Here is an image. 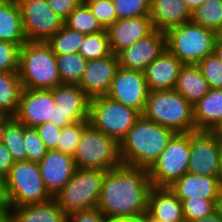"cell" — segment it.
Segmentation results:
<instances>
[{
    "label": "cell",
    "mask_w": 222,
    "mask_h": 222,
    "mask_svg": "<svg viewBox=\"0 0 222 222\" xmlns=\"http://www.w3.org/2000/svg\"><path fill=\"white\" fill-rule=\"evenodd\" d=\"M0 41L10 42L19 47L27 42L17 0L0 2Z\"/></svg>",
    "instance_id": "obj_26"
},
{
    "label": "cell",
    "mask_w": 222,
    "mask_h": 222,
    "mask_svg": "<svg viewBox=\"0 0 222 222\" xmlns=\"http://www.w3.org/2000/svg\"><path fill=\"white\" fill-rule=\"evenodd\" d=\"M50 90L55 98L52 124L63 128L89 120L91 98L78 84L62 83Z\"/></svg>",
    "instance_id": "obj_12"
},
{
    "label": "cell",
    "mask_w": 222,
    "mask_h": 222,
    "mask_svg": "<svg viewBox=\"0 0 222 222\" xmlns=\"http://www.w3.org/2000/svg\"><path fill=\"white\" fill-rule=\"evenodd\" d=\"M142 116L175 133L196 131L193 105L175 89L151 91Z\"/></svg>",
    "instance_id": "obj_4"
},
{
    "label": "cell",
    "mask_w": 222,
    "mask_h": 222,
    "mask_svg": "<svg viewBox=\"0 0 222 222\" xmlns=\"http://www.w3.org/2000/svg\"><path fill=\"white\" fill-rule=\"evenodd\" d=\"M190 154V133H175L149 171L155 187H170L187 173Z\"/></svg>",
    "instance_id": "obj_10"
},
{
    "label": "cell",
    "mask_w": 222,
    "mask_h": 222,
    "mask_svg": "<svg viewBox=\"0 0 222 222\" xmlns=\"http://www.w3.org/2000/svg\"><path fill=\"white\" fill-rule=\"evenodd\" d=\"M7 117L2 113L0 112V128H1V125L3 123V121L6 119Z\"/></svg>",
    "instance_id": "obj_56"
},
{
    "label": "cell",
    "mask_w": 222,
    "mask_h": 222,
    "mask_svg": "<svg viewBox=\"0 0 222 222\" xmlns=\"http://www.w3.org/2000/svg\"><path fill=\"white\" fill-rule=\"evenodd\" d=\"M213 53L222 63V42L216 40Z\"/></svg>",
    "instance_id": "obj_50"
},
{
    "label": "cell",
    "mask_w": 222,
    "mask_h": 222,
    "mask_svg": "<svg viewBox=\"0 0 222 222\" xmlns=\"http://www.w3.org/2000/svg\"><path fill=\"white\" fill-rule=\"evenodd\" d=\"M18 75L26 89L50 90L62 84L56 55L46 42L27 41L20 47Z\"/></svg>",
    "instance_id": "obj_3"
},
{
    "label": "cell",
    "mask_w": 222,
    "mask_h": 222,
    "mask_svg": "<svg viewBox=\"0 0 222 222\" xmlns=\"http://www.w3.org/2000/svg\"><path fill=\"white\" fill-rule=\"evenodd\" d=\"M175 132L142 115L119 143L122 164L150 169Z\"/></svg>",
    "instance_id": "obj_2"
},
{
    "label": "cell",
    "mask_w": 222,
    "mask_h": 222,
    "mask_svg": "<svg viewBox=\"0 0 222 222\" xmlns=\"http://www.w3.org/2000/svg\"><path fill=\"white\" fill-rule=\"evenodd\" d=\"M217 40L222 42V27L217 31Z\"/></svg>",
    "instance_id": "obj_55"
},
{
    "label": "cell",
    "mask_w": 222,
    "mask_h": 222,
    "mask_svg": "<svg viewBox=\"0 0 222 222\" xmlns=\"http://www.w3.org/2000/svg\"><path fill=\"white\" fill-rule=\"evenodd\" d=\"M5 179L12 207L45 203L53 198L44 186L36 162H15Z\"/></svg>",
    "instance_id": "obj_9"
},
{
    "label": "cell",
    "mask_w": 222,
    "mask_h": 222,
    "mask_svg": "<svg viewBox=\"0 0 222 222\" xmlns=\"http://www.w3.org/2000/svg\"><path fill=\"white\" fill-rule=\"evenodd\" d=\"M153 30L154 27L150 15L118 19L107 29L112 53L118 55L139 39L149 35Z\"/></svg>",
    "instance_id": "obj_19"
},
{
    "label": "cell",
    "mask_w": 222,
    "mask_h": 222,
    "mask_svg": "<svg viewBox=\"0 0 222 222\" xmlns=\"http://www.w3.org/2000/svg\"><path fill=\"white\" fill-rule=\"evenodd\" d=\"M169 188L180 200L191 198L216 200L221 189L217 177L190 174L188 172Z\"/></svg>",
    "instance_id": "obj_23"
},
{
    "label": "cell",
    "mask_w": 222,
    "mask_h": 222,
    "mask_svg": "<svg viewBox=\"0 0 222 222\" xmlns=\"http://www.w3.org/2000/svg\"><path fill=\"white\" fill-rule=\"evenodd\" d=\"M64 24L68 28L86 35L97 34L105 30L83 1L72 11Z\"/></svg>",
    "instance_id": "obj_31"
},
{
    "label": "cell",
    "mask_w": 222,
    "mask_h": 222,
    "mask_svg": "<svg viewBox=\"0 0 222 222\" xmlns=\"http://www.w3.org/2000/svg\"><path fill=\"white\" fill-rule=\"evenodd\" d=\"M0 222H14L10 216H1Z\"/></svg>",
    "instance_id": "obj_53"
},
{
    "label": "cell",
    "mask_w": 222,
    "mask_h": 222,
    "mask_svg": "<svg viewBox=\"0 0 222 222\" xmlns=\"http://www.w3.org/2000/svg\"><path fill=\"white\" fill-rule=\"evenodd\" d=\"M183 64L166 48L143 71L149 91L175 89Z\"/></svg>",
    "instance_id": "obj_20"
},
{
    "label": "cell",
    "mask_w": 222,
    "mask_h": 222,
    "mask_svg": "<svg viewBox=\"0 0 222 222\" xmlns=\"http://www.w3.org/2000/svg\"><path fill=\"white\" fill-rule=\"evenodd\" d=\"M151 187L148 169L121 164L106 171L97 208L107 219H141Z\"/></svg>",
    "instance_id": "obj_1"
},
{
    "label": "cell",
    "mask_w": 222,
    "mask_h": 222,
    "mask_svg": "<svg viewBox=\"0 0 222 222\" xmlns=\"http://www.w3.org/2000/svg\"><path fill=\"white\" fill-rule=\"evenodd\" d=\"M25 37L30 42H47L64 26V20L46 0H17Z\"/></svg>",
    "instance_id": "obj_11"
},
{
    "label": "cell",
    "mask_w": 222,
    "mask_h": 222,
    "mask_svg": "<svg viewBox=\"0 0 222 222\" xmlns=\"http://www.w3.org/2000/svg\"><path fill=\"white\" fill-rule=\"evenodd\" d=\"M146 215L159 222H185L182 203L169 187H151Z\"/></svg>",
    "instance_id": "obj_21"
},
{
    "label": "cell",
    "mask_w": 222,
    "mask_h": 222,
    "mask_svg": "<svg viewBox=\"0 0 222 222\" xmlns=\"http://www.w3.org/2000/svg\"><path fill=\"white\" fill-rule=\"evenodd\" d=\"M61 83L78 84L88 61L79 53L56 55Z\"/></svg>",
    "instance_id": "obj_30"
},
{
    "label": "cell",
    "mask_w": 222,
    "mask_h": 222,
    "mask_svg": "<svg viewBox=\"0 0 222 222\" xmlns=\"http://www.w3.org/2000/svg\"><path fill=\"white\" fill-rule=\"evenodd\" d=\"M222 138L215 131L190 133V154L187 172L218 177Z\"/></svg>",
    "instance_id": "obj_13"
},
{
    "label": "cell",
    "mask_w": 222,
    "mask_h": 222,
    "mask_svg": "<svg viewBox=\"0 0 222 222\" xmlns=\"http://www.w3.org/2000/svg\"><path fill=\"white\" fill-rule=\"evenodd\" d=\"M12 208L6 179L0 177V217L10 216Z\"/></svg>",
    "instance_id": "obj_45"
},
{
    "label": "cell",
    "mask_w": 222,
    "mask_h": 222,
    "mask_svg": "<svg viewBox=\"0 0 222 222\" xmlns=\"http://www.w3.org/2000/svg\"><path fill=\"white\" fill-rule=\"evenodd\" d=\"M0 140L8 149L15 162L26 161L24 124L15 117H7L0 128Z\"/></svg>",
    "instance_id": "obj_29"
},
{
    "label": "cell",
    "mask_w": 222,
    "mask_h": 222,
    "mask_svg": "<svg viewBox=\"0 0 222 222\" xmlns=\"http://www.w3.org/2000/svg\"><path fill=\"white\" fill-rule=\"evenodd\" d=\"M215 212L222 218V188L215 201Z\"/></svg>",
    "instance_id": "obj_48"
},
{
    "label": "cell",
    "mask_w": 222,
    "mask_h": 222,
    "mask_svg": "<svg viewBox=\"0 0 222 222\" xmlns=\"http://www.w3.org/2000/svg\"><path fill=\"white\" fill-rule=\"evenodd\" d=\"M217 32L186 22L166 32V48L183 64L197 65L213 54Z\"/></svg>",
    "instance_id": "obj_5"
},
{
    "label": "cell",
    "mask_w": 222,
    "mask_h": 222,
    "mask_svg": "<svg viewBox=\"0 0 222 222\" xmlns=\"http://www.w3.org/2000/svg\"><path fill=\"white\" fill-rule=\"evenodd\" d=\"M86 34L68 28L65 24L46 43L55 55L78 53Z\"/></svg>",
    "instance_id": "obj_32"
},
{
    "label": "cell",
    "mask_w": 222,
    "mask_h": 222,
    "mask_svg": "<svg viewBox=\"0 0 222 222\" xmlns=\"http://www.w3.org/2000/svg\"><path fill=\"white\" fill-rule=\"evenodd\" d=\"M78 53L87 61L101 59L112 54L107 30L86 35Z\"/></svg>",
    "instance_id": "obj_34"
},
{
    "label": "cell",
    "mask_w": 222,
    "mask_h": 222,
    "mask_svg": "<svg viewBox=\"0 0 222 222\" xmlns=\"http://www.w3.org/2000/svg\"><path fill=\"white\" fill-rule=\"evenodd\" d=\"M217 178L219 179L220 187L222 188V153L220 157L219 172Z\"/></svg>",
    "instance_id": "obj_52"
},
{
    "label": "cell",
    "mask_w": 222,
    "mask_h": 222,
    "mask_svg": "<svg viewBox=\"0 0 222 222\" xmlns=\"http://www.w3.org/2000/svg\"><path fill=\"white\" fill-rule=\"evenodd\" d=\"M149 93L143 71L119 67L106 96L142 114Z\"/></svg>",
    "instance_id": "obj_14"
},
{
    "label": "cell",
    "mask_w": 222,
    "mask_h": 222,
    "mask_svg": "<svg viewBox=\"0 0 222 222\" xmlns=\"http://www.w3.org/2000/svg\"><path fill=\"white\" fill-rule=\"evenodd\" d=\"M175 90L194 105L210 91V86L197 65L186 64L180 69Z\"/></svg>",
    "instance_id": "obj_27"
},
{
    "label": "cell",
    "mask_w": 222,
    "mask_h": 222,
    "mask_svg": "<svg viewBox=\"0 0 222 222\" xmlns=\"http://www.w3.org/2000/svg\"><path fill=\"white\" fill-rule=\"evenodd\" d=\"M105 173L104 170L76 168L72 178L53 198L67 215L97 208Z\"/></svg>",
    "instance_id": "obj_7"
},
{
    "label": "cell",
    "mask_w": 222,
    "mask_h": 222,
    "mask_svg": "<svg viewBox=\"0 0 222 222\" xmlns=\"http://www.w3.org/2000/svg\"><path fill=\"white\" fill-rule=\"evenodd\" d=\"M215 132L222 138V124Z\"/></svg>",
    "instance_id": "obj_57"
},
{
    "label": "cell",
    "mask_w": 222,
    "mask_h": 222,
    "mask_svg": "<svg viewBox=\"0 0 222 222\" xmlns=\"http://www.w3.org/2000/svg\"><path fill=\"white\" fill-rule=\"evenodd\" d=\"M106 220L98 208L73 212L67 218V222H106Z\"/></svg>",
    "instance_id": "obj_43"
},
{
    "label": "cell",
    "mask_w": 222,
    "mask_h": 222,
    "mask_svg": "<svg viewBox=\"0 0 222 222\" xmlns=\"http://www.w3.org/2000/svg\"><path fill=\"white\" fill-rule=\"evenodd\" d=\"M196 131H216L222 124V89L210 91L193 105Z\"/></svg>",
    "instance_id": "obj_24"
},
{
    "label": "cell",
    "mask_w": 222,
    "mask_h": 222,
    "mask_svg": "<svg viewBox=\"0 0 222 222\" xmlns=\"http://www.w3.org/2000/svg\"><path fill=\"white\" fill-rule=\"evenodd\" d=\"M53 92L48 89L23 88L15 118L27 127H36L53 120Z\"/></svg>",
    "instance_id": "obj_15"
},
{
    "label": "cell",
    "mask_w": 222,
    "mask_h": 222,
    "mask_svg": "<svg viewBox=\"0 0 222 222\" xmlns=\"http://www.w3.org/2000/svg\"><path fill=\"white\" fill-rule=\"evenodd\" d=\"M166 49V33L154 29L146 37L139 39L117 56L119 67L127 70L144 71Z\"/></svg>",
    "instance_id": "obj_16"
},
{
    "label": "cell",
    "mask_w": 222,
    "mask_h": 222,
    "mask_svg": "<svg viewBox=\"0 0 222 222\" xmlns=\"http://www.w3.org/2000/svg\"><path fill=\"white\" fill-rule=\"evenodd\" d=\"M24 141L26 161L39 163L47 154L48 149L39 137L35 127H27L24 125Z\"/></svg>",
    "instance_id": "obj_39"
},
{
    "label": "cell",
    "mask_w": 222,
    "mask_h": 222,
    "mask_svg": "<svg viewBox=\"0 0 222 222\" xmlns=\"http://www.w3.org/2000/svg\"><path fill=\"white\" fill-rule=\"evenodd\" d=\"M193 222H222V218L216 212H213L208 217H203L201 219L194 220Z\"/></svg>",
    "instance_id": "obj_47"
},
{
    "label": "cell",
    "mask_w": 222,
    "mask_h": 222,
    "mask_svg": "<svg viewBox=\"0 0 222 222\" xmlns=\"http://www.w3.org/2000/svg\"><path fill=\"white\" fill-rule=\"evenodd\" d=\"M104 29H108L117 20L112 0H83Z\"/></svg>",
    "instance_id": "obj_38"
},
{
    "label": "cell",
    "mask_w": 222,
    "mask_h": 222,
    "mask_svg": "<svg viewBox=\"0 0 222 222\" xmlns=\"http://www.w3.org/2000/svg\"><path fill=\"white\" fill-rule=\"evenodd\" d=\"M119 68L115 54L95 60H88L79 87L90 97L106 96Z\"/></svg>",
    "instance_id": "obj_17"
},
{
    "label": "cell",
    "mask_w": 222,
    "mask_h": 222,
    "mask_svg": "<svg viewBox=\"0 0 222 222\" xmlns=\"http://www.w3.org/2000/svg\"><path fill=\"white\" fill-rule=\"evenodd\" d=\"M143 222H159L156 220H153L152 218L148 217L147 215H144L142 218Z\"/></svg>",
    "instance_id": "obj_54"
},
{
    "label": "cell",
    "mask_w": 222,
    "mask_h": 222,
    "mask_svg": "<svg viewBox=\"0 0 222 222\" xmlns=\"http://www.w3.org/2000/svg\"><path fill=\"white\" fill-rule=\"evenodd\" d=\"M10 217L14 222H67L68 215L52 198L45 203L13 207Z\"/></svg>",
    "instance_id": "obj_25"
},
{
    "label": "cell",
    "mask_w": 222,
    "mask_h": 222,
    "mask_svg": "<svg viewBox=\"0 0 222 222\" xmlns=\"http://www.w3.org/2000/svg\"><path fill=\"white\" fill-rule=\"evenodd\" d=\"M191 21L217 32L222 27V0H205L192 11Z\"/></svg>",
    "instance_id": "obj_33"
},
{
    "label": "cell",
    "mask_w": 222,
    "mask_h": 222,
    "mask_svg": "<svg viewBox=\"0 0 222 222\" xmlns=\"http://www.w3.org/2000/svg\"><path fill=\"white\" fill-rule=\"evenodd\" d=\"M142 114L107 96L91 98L89 123L118 143L127 135Z\"/></svg>",
    "instance_id": "obj_8"
},
{
    "label": "cell",
    "mask_w": 222,
    "mask_h": 222,
    "mask_svg": "<svg viewBox=\"0 0 222 222\" xmlns=\"http://www.w3.org/2000/svg\"><path fill=\"white\" fill-rule=\"evenodd\" d=\"M23 90L18 72H0V112L14 117Z\"/></svg>",
    "instance_id": "obj_28"
},
{
    "label": "cell",
    "mask_w": 222,
    "mask_h": 222,
    "mask_svg": "<svg viewBox=\"0 0 222 222\" xmlns=\"http://www.w3.org/2000/svg\"><path fill=\"white\" fill-rule=\"evenodd\" d=\"M54 12L64 21L83 0H46Z\"/></svg>",
    "instance_id": "obj_44"
},
{
    "label": "cell",
    "mask_w": 222,
    "mask_h": 222,
    "mask_svg": "<svg viewBox=\"0 0 222 222\" xmlns=\"http://www.w3.org/2000/svg\"><path fill=\"white\" fill-rule=\"evenodd\" d=\"M106 222H143L142 219H132V218H115V219H107Z\"/></svg>",
    "instance_id": "obj_51"
},
{
    "label": "cell",
    "mask_w": 222,
    "mask_h": 222,
    "mask_svg": "<svg viewBox=\"0 0 222 222\" xmlns=\"http://www.w3.org/2000/svg\"><path fill=\"white\" fill-rule=\"evenodd\" d=\"M19 49L16 44L0 41V72H18Z\"/></svg>",
    "instance_id": "obj_41"
},
{
    "label": "cell",
    "mask_w": 222,
    "mask_h": 222,
    "mask_svg": "<svg viewBox=\"0 0 222 222\" xmlns=\"http://www.w3.org/2000/svg\"><path fill=\"white\" fill-rule=\"evenodd\" d=\"M118 19L150 15V0H112Z\"/></svg>",
    "instance_id": "obj_37"
},
{
    "label": "cell",
    "mask_w": 222,
    "mask_h": 222,
    "mask_svg": "<svg viewBox=\"0 0 222 222\" xmlns=\"http://www.w3.org/2000/svg\"><path fill=\"white\" fill-rule=\"evenodd\" d=\"M192 11L183 0H150V18L154 29L167 32L191 21Z\"/></svg>",
    "instance_id": "obj_22"
},
{
    "label": "cell",
    "mask_w": 222,
    "mask_h": 222,
    "mask_svg": "<svg viewBox=\"0 0 222 222\" xmlns=\"http://www.w3.org/2000/svg\"><path fill=\"white\" fill-rule=\"evenodd\" d=\"M38 167L44 186L52 197L72 178L76 169L72 155L57 150H48Z\"/></svg>",
    "instance_id": "obj_18"
},
{
    "label": "cell",
    "mask_w": 222,
    "mask_h": 222,
    "mask_svg": "<svg viewBox=\"0 0 222 222\" xmlns=\"http://www.w3.org/2000/svg\"><path fill=\"white\" fill-rule=\"evenodd\" d=\"M72 157L76 168L108 171L122 164L119 143L90 123L83 130Z\"/></svg>",
    "instance_id": "obj_6"
},
{
    "label": "cell",
    "mask_w": 222,
    "mask_h": 222,
    "mask_svg": "<svg viewBox=\"0 0 222 222\" xmlns=\"http://www.w3.org/2000/svg\"><path fill=\"white\" fill-rule=\"evenodd\" d=\"M191 11H194L198 6L202 5L205 0H183Z\"/></svg>",
    "instance_id": "obj_49"
},
{
    "label": "cell",
    "mask_w": 222,
    "mask_h": 222,
    "mask_svg": "<svg viewBox=\"0 0 222 222\" xmlns=\"http://www.w3.org/2000/svg\"><path fill=\"white\" fill-rule=\"evenodd\" d=\"M197 66L208 82L210 89H222V63L214 53L202 59Z\"/></svg>",
    "instance_id": "obj_40"
},
{
    "label": "cell",
    "mask_w": 222,
    "mask_h": 222,
    "mask_svg": "<svg viewBox=\"0 0 222 222\" xmlns=\"http://www.w3.org/2000/svg\"><path fill=\"white\" fill-rule=\"evenodd\" d=\"M180 201L185 222H193L194 220L208 217L215 212L216 200L191 198Z\"/></svg>",
    "instance_id": "obj_35"
},
{
    "label": "cell",
    "mask_w": 222,
    "mask_h": 222,
    "mask_svg": "<svg viewBox=\"0 0 222 222\" xmlns=\"http://www.w3.org/2000/svg\"><path fill=\"white\" fill-rule=\"evenodd\" d=\"M7 1H10V0H0V2H7Z\"/></svg>",
    "instance_id": "obj_58"
},
{
    "label": "cell",
    "mask_w": 222,
    "mask_h": 222,
    "mask_svg": "<svg viewBox=\"0 0 222 222\" xmlns=\"http://www.w3.org/2000/svg\"><path fill=\"white\" fill-rule=\"evenodd\" d=\"M89 121H81L62 128L57 143V151L72 155L75 153L81 134Z\"/></svg>",
    "instance_id": "obj_36"
},
{
    "label": "cell",
    "mask_w": 222,
    "mask_h": 222,
    "mask_svg": "<svg viewBox=\"0 0 222 222\" xmlns=\"http://www.w3.org/2000/svg\"><path fill=\"white\" fill-rule=\"evenodd\" d=\"M35 128L47 149L57 150V143L61 135L62 128L55 126L51 122H45Z\"/></svg>",
    "instance_id": "obj_42"
},
{
    "label": "cell",
    "mask_w": 222,
    "mask_h": 222,
    "mask_svg": "<svg viewBox=\"0 0 222 222\" xmlns=\"http://www.w3.org/2000/svg\"><path fill=\"white\" fill-rule=\"evenodd\" d=\"M14 163L15 161L13 160L10 152L0 140V177L5 178Z\"/></svg>",
    "instance_id": "obj_46"
}]
</instances>
